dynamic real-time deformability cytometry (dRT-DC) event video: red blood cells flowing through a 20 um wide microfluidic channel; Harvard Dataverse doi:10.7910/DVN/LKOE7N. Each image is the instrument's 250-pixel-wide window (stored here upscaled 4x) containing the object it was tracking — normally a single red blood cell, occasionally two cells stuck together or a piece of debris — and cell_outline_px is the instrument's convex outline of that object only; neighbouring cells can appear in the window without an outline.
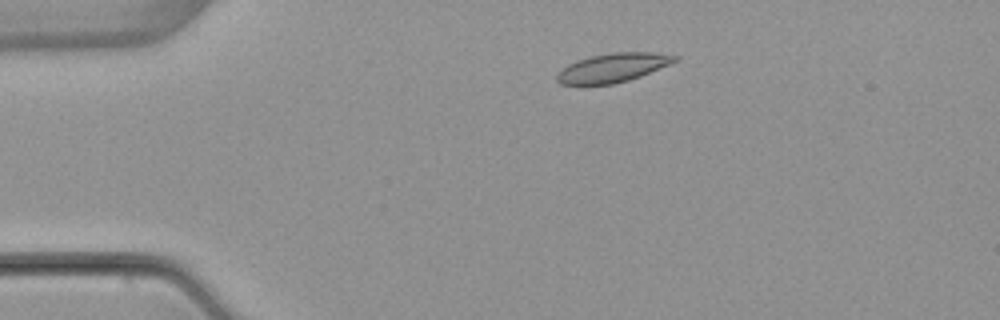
{"species": "common noctule bat (a hibernating species)", "species_latin": "Nyctalus noctula", "temperature_condition": "warm", "stored_images_in_passage": 3, "camera_frame_rate_fps": 3000, "um_per_image_px": 0.085, "animal": {"sex": "female", "body_mass_g": 22.7, "forearm_length_mm": 54.2}, "frame": {"image": 1, "passage_image": 2, "time_ms": 1.0, "image_size_px": [1000, 320], "cell_outline_px": [[680, 60], [640, 76], [628, 80], [612, 84], [560, 84], [556, 80], [556, 76], [568, 64], [576, 60], [592, 56], [612, 52], [652, 52], [680, 56]], "centroid_in_image_um": [52.13, 5.74], "position_along_channel_um": 32.9, "area_um2": 19.71}}